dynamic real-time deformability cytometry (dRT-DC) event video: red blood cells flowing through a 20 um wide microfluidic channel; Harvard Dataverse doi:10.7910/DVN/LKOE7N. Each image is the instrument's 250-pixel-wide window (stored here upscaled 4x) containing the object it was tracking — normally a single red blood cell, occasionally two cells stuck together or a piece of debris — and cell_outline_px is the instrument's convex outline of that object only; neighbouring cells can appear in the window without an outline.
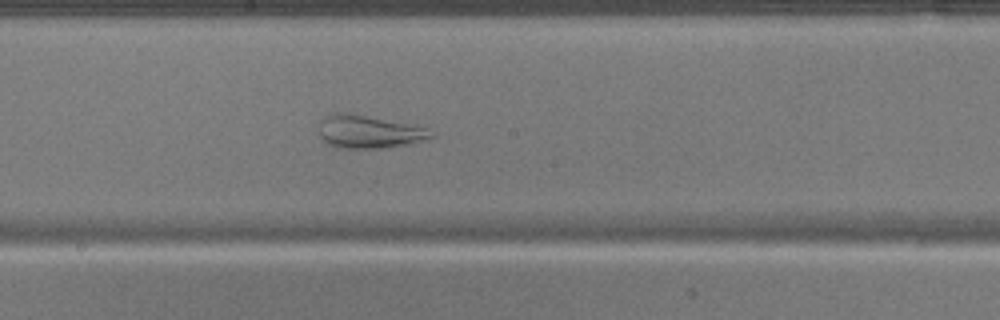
{"species": "common noctule bat (a hibernating species)", "species_latin": "Nyctalus noctula", "temperature_condition": "warm", "stored_images_in_passage": 40, "camera_frame_rate_fps": 3000, "um_per_image_px": 0.085, "animal": {"sex": "male", "body_mass_g": 17.9}, "frame": {"image": 1, "passage_image": 18, "time_ms": 5.667, "image_size_px": [1000, 320], "cell_outline_px": [[432, 136], [408, 144], [384, 148], [340, 148], [328, 144], [320, 140], [320, 116], [336, 112], [348, 112], [424, 128]], "centroid_in_image_um": [31.18, 11.19], "position_along_channel_um": 217.0, "area_um2": 21.1}}